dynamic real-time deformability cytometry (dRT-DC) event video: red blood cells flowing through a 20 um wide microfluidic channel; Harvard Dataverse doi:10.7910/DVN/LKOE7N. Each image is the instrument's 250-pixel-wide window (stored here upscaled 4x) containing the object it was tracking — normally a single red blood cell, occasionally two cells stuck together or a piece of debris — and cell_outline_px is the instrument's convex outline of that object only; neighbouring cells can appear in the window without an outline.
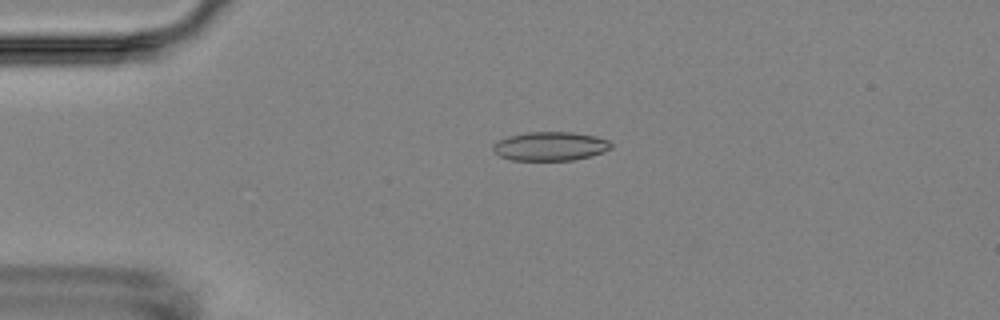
{"species": "Egyptian fruit bat (a non-hibernating species)", "species_latin": "Rousettus aegyptiacus", "temperature_condition": "room temperature", "stored_images_in_passage": 3, "camera_frame_rate_fps": 3000, "um_per_image_px": 0.085, "animal": {"sex": "female"}, "frame": {"image": 1, "passage_image": 2, "time_ms": 1.333, "image_size_px": [1000, 320], "cell_outline_px": [[612, 148], [604, 152], [592, 156], [572, 160], [512, 160], [500, 156], [492, 148], [492, 144], [508, 136], [528, 132], [572, 132], [596, 136], [608, 140], [612, 144]], "centroid_in_image_um": [46.8, 12.43], "position_along_channel_um": 38.2, "area_um2": 19.88}}